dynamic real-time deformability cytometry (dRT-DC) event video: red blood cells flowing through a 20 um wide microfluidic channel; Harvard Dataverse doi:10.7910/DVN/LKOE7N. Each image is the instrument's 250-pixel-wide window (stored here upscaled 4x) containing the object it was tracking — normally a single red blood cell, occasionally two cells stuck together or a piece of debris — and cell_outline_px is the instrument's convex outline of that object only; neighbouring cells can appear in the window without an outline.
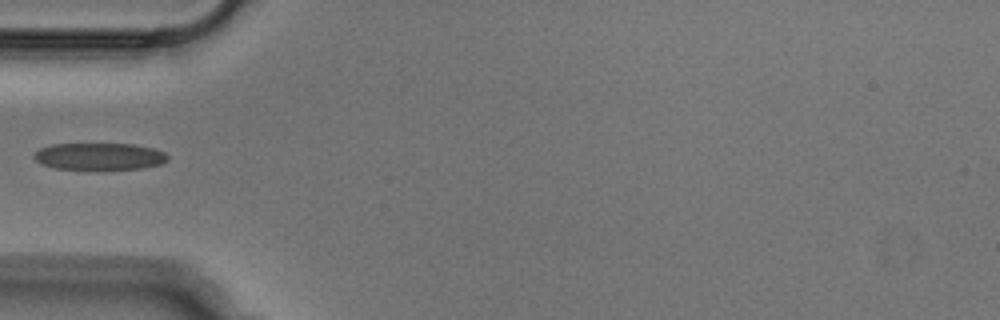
{"species": "Egyptian fruit bat (a non-hibernating species)", "species_latin": "Rousettus aegyptiacus", "temperature_condition": "cold", "stored_images_in_passage": 36, "camera_frame_rate_fps": 3000, "um_per_image_px": 0.085, "animal": {"sex": "male"}, "frame": {"image": 1, "passage_image": 1, "time_ms": 0.0, "image_size_px": [1000, 320], "cell_outline_px": [[168, 160], [160, 164], [140, 168], [100, 172], [56, 168], [40, 164], [32, 156], [40, 148], [52, 144], [132, 144], [152, 148], [164, 152], [168, 156]], "centroid_in_image_um": [8.42, 13.33], "position_along_channel_um": 76.6, "area_um2": 21.73}}
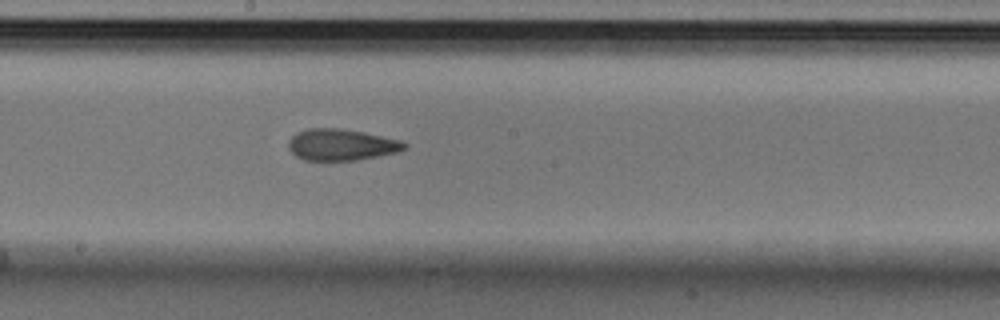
{"frame": {"image": 2, "passage_image": 12, "time_ms": 3.667, "image_size_px": [1000, 320], "cell_outline_px": [[408, 148], [396, 152], [356, 160], [304, 160], [296, 156], [288, 148], [288, 140], [296, 132], [308, 128], [340, 128], [364, 132], [400, 140], [408, 144]], "centroid_in_image_um": [29.0, 12.29], "position_along_channel_um": 219.2, "area_um2": 21.27}}
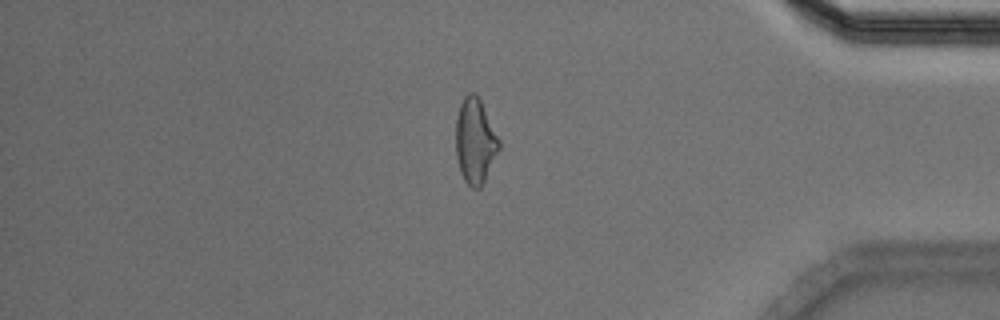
{"frame": {"image": 3, "passage_image": 28, "time_ms": 9.0, "image_size_px": [1000, 320], "cell_outline_px": [[500, 148], [480, 188], [472, 188], [464, 180], [460, 172], [456, 156], [456, 120], [460, 104], [464, 96], [468, 92], [472, 92], [480, 100], [500, 140]], "centroid_in_image_um": [40.37, 11.99], "position_along_channel_um": 394.8, "area_um2": 21.21}}